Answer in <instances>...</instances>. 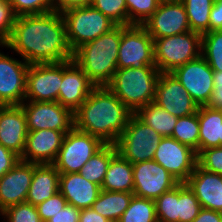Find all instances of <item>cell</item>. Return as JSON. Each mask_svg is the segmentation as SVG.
<instances>
[{
    "mask_svg": "<svg viewBox=\"0 0 222 222\" xmlns=\"http://www.w3.org/2000/svg\"><path fill=\"white\" fill-rule=\"evenodd\" d=\"M6 46L30 64L59 63L74 58L62 14L52 11L16 17Z\"/></svg>",
    "mask_w": 222,
    "mask_h": 222,
    "instance_id": "obj_1",
    "label": "cell"
},
{
    "mask_svg": "<svg viewBox=\"0 0 222 222\" xmlns=\"http://www.w3.org/2000/svg\"><path fill=\"white\" fill-rule=\"evenodd\" d=\"M132 114L107 86H95L74 112V127L104 144H115Z\"/></svg>",
    "mask_w": 222,
    "mask_h": 222,
    "instance_id": "obj_2",
    "label": "cell"
},
{
    "mask_svg": "<svg viewBox=\"0 0 222 222\" xmlns=\"http://www.w3.org/2000/svg\"><path fill=\"white\" fill-rule=\"evenodd\" d=\"M122 25L84 43L74 51L73 61L95 86H107L117 70Z\"/></svg>",
    "mask_w": 222,
    "mask_h": 222,
    "instance_id": "obj_3",
    "label": "cell"
},
{
    "mask_svg": "<svg viewBox=\"0 0 222 222\" xmlns=\"http://www.w3.org/2000/svg\"><path fill=\"white\" fill-rule=\"evenodd\" d=\"M160 71L156 66L117 69L107 87L132 112L154 102Z\"/></svg>",
    "mask_w": 222,
    "mask_h": 222,
    "instance_id": "obj_4",
    "label": "cell"
},
{
    "mask_svg": "<svg viewBox=\"0 0 222 222\" xmlns=\"http://www.w3.org/2000/svg\"><path fill=\"white\" fill-rule=\"evenodd\" d=\"M155 66L160 73H171L177 67L201 55L202 35L187 31L174 36L153 39Z\"/></svg>",
    "mask_w": 222,
    "mask_h": 222,
    "instance_id": "obj_5",
    "label": "cell"
},
{
    "mask_svg": "<svg viewBox=\"0 0 222 222\" xmlns=\"http://www.w3.org/2000/svg\"><path fill=\"white\" fill-rule=\"evenodd\" d=\"M61 14L73 51L84 43L95 40L117 26L109 17L91 5L73 7L65 10Z\"/></svg>",
    "mask_w": 222,
    "mask_h": 222,
    "instance_id": "obj_6",
    "label": "cell"
},
{
    "mask_svg": "<svg viewBox=\"0 0 222 222\" xmlns=\"http://www.w3.org/2000/svg\"><path fill=\"white\" fill-rule=\"evenodd\" d=\"M162 136L135 113L115 143L117 152L130 163L153 160Z\"/></svg>",
    "mask_w": 222,
    "mask_h": 222,
    "instance_id": "obj_7",
    "label": "cell"
},
{
    "mask_svg": "<svg viewBox=\"0 0 222 222\" xmlns=\"http://www.w3.org/2000/svg\"><path fill=\"white\" fill-rule=\"evenodd\" d=\"M103 145L104 143L98 137L73 127L65 134L53 165L60 174L80 172L84 164Z\"/></svg>",
    "mask_w": 222,
    "mask_h": 222,
    "instance_id": "obj_8",
    "label": "cell"
},
{
    "mask_svg": "<svg viewBox=\"0 0 222 222\" xmlns=\"http://www.w3.org/2000/svg\"><path fill=\"white\" fill-rule=\"evenodd\" d=\"M155 66L153 38L143 25H122L117 69Z\"/></svg>",
    "mask_w": 222,
    "mask_h": 222,
    "instance_id": "obj_9",
    "label": "cell"
},
{
    "mask_svg": "<svg viewBox=\"0 0 222 222\" xmlns=\"http://www.w3.org/2000/svg\"><path fill=\"white\" fill-rule=\"evenodd\" d=\"M28 102L21 104L28 131L52 129L66 134L74 127V113L59 102Z\"/></svg>",
    "mask_w": 222,
    "mask_h": 222,
    "instance_id": "obj_10",
    "label": "cell"
},
{
    "mask_svg": "<svg viewBox=\"0 0 222 222\" xmlns=\"http://www.w3.org/2000/svg\"><path fill=\"white\" fill-rule=\"evenodd\" d=\"M62 80L63 62L30 64L24 101H57Z\"/></svg>",
    "mask_w": 222,
    "mask_h": 222,
    "instance_id": "obj_11",
    "label": "cell"
},
{
    "mask_svg": "<svg viewBox=\"0 0 222 222\" xmlns=\"http://www.w3.org/2000/svg\"><path fill=\"white\" fill-rule=\"evenodd\" d=\"M198 106H206L214 90V71L200 55L171 72Z\"/></svg>",
    "mask_w": 222,
    "mask_h": 222,
    "instance_id": "obj_12",
    "label": "cell"
},
{
    "mask_svg": "<svg viewBox=\"0 0 222 222\" xmlns=\"http://www.w3.org/2000/svg\"><path fill=\"white\" fill-rule=\"evenodd\" d=\"M153 160L163 166L179 183H186L197 164V154L171 136L162 137Z\"/></svg>",
    "mask_w": 222,
    "mask_h": 222,
    "instance_id": "obj_13",
    "label": "cell"
},
{
    "mask_svg": "<svg viewBox=\"0 0 222 222\" xmlns=\"http://www.w3.org/2000/svg\"><path fill=\"white\" fill-rule=\"evenodd\" d=\"M134 196L156 200L179 182L159 163L148 160L133 164Z\"/></svg>",
    "mask_w": 222,
    "mask_h": 222,
    "instance_id": "obj_14",
    "label": "cell"
},
{
    "mask_svg": "<svg viewBox=\"0 0 222 222\" xmlns=\"http://www.w3.org/2000/svg\"><path fill=\"white\" fill-rule=\"evenodd\" d=\"M29 64L0 53V106L21 105Z\"/></svg>",
    "mask_w": 222,
    "mask_h": 222,
    "instance_id": "obj_15",
    "label": "cell"
},
{
    "mask_svg": "<svg viewBox=\"0 0 222 222\" xmlns=\"http://www.w3.org/2000/svg\"><path fill=\"white\" fill-rule=\"evenodd\" d=\"M154 103L181 118L197 113L199 106L172 73H161Z\"/></svg>",
    "mask_w": 222,
    "mask_h": 222,
    "instance_id": "obj_16",
    "label": "cell"
},
{
    "mask_svg": "<svg viewBox=\"0 0 222 222\" xmlns=\"http://www.w3.org/2000/svg\"><path fill=\"white\" fill-rule=\"evenodd\" d=\"M143 26L153 39L191 31L186 9L182 2L159 4L157 10Z\"/></svg>",
    "mask_w": 222,
    "mask_h": 222,
    "instance_id": "obj_17",
    "label": "cell"
},
{
    "mask_svg": "<svg viewBox=\"0 0 222 222\" xmlns=\"http://www.w3.org/2000/svg\"><path fill=\"white\" fill-rule=\"evenodd\" d=\"M95 85L73 61L63 62V80L57 102L73 113L84 103Z\"/></svg>",
    "mask_w": 222,
    "mask_h": 222,
    "instance_id": "obj_18",
    "label": "cell"
},
{
    "mask_svg": "<svg viewBox=\"0 0 222 222\" xmlns=\"http://www.w3.org/2000/svg\"><path fill=\"white\" fill-rule=\"evenodd\" d=\"M65 133L52 129L28 131L25 150L20 160L36 164H53Z\"/></svg>",
    "mask_w": 222,
    "mask_h": 222,
    "instance_id": "obj_19",
    "label": "cell"
},
{
    "mask_svg": "<svg viewBox=\"0 0 222 222\" xmlns=\"http://www.w3.org/2000/svg\"><path fill=\"white\" fill-rule=\"evenodd\" d=\"M33 177V163L19 160L0 178V212L26 202Z\"/></svg>",
    "mask_w": 222,
    "mask_h": 222,
    "instance_id": "obj_20",
    "label": "cell"
},
{
    "mask_svg": "<svg viewBox=\"0 0 222 222\" xmlns=\"http://www.w3.org/2000/svg\"><path fill=\"white\" fill-rule=\"evenodd\" d=\"M28 134L21 105L0 106V144L22 156Z\"/></svg>",
    "mask_w": 222,
    "mask_h": 222,
    "instance_id": "obj_21",
    "label": "cell"
},
{
    "mask_svg": "<svg viewBox=\"0 0 222 222\" xmlns=\"http://www.w3.org/2000/svg\"><path fill=\"white\" fill-rule=\"evenodd\" d=\"M186 184L194 192L202 208L222 212V175L196 164Z\"/></svg>",
    "mask_w": 222,
    "mask_h": 222,
    "instance_id": "obj_22",
    "label": "cell"
},
{
    "mask_svg": "<svg viewBox=\"0 0 222 222\" xmlns=\"http://www.w3.org/2000/svg\"><path fill=\"white\" fill-rule=\"evenodd\" d=\"M101 191V187L86 180L80 172L60 174L59 192L68 204L82 210L91 208Z\"/></svg>",
    "mask_w": 222,
    "mask_h": 222,
    "instance_id": "obj_23",
    "label": "cell"
},
{
    "mask_svg": "<svg viewBox=\"0 0 222 222\" xmlns=\"http://www.w3.org/2000/svg\"><path fill=\"white\" fill-rule=\"evenodd\" d=\"M59 176L53 164L33 163V177L26 202L37 206L59 192Z\"/></svg>",
    "mask_w": 222,
    "mask_h": 222,
    "instance_id": "obj_24",
    "label": "cell"
},
{
    "mask_svg": "<svg viewBox=\"0 0 222 222\" xmlns=\"http://www.w3.org/2000/svg\"><path fill=\"white\" fill-rule=\"evenodd\" d=\"M199 153L202 150L222 146V110L199 106Z\"/></svg>",
    "mask_w": 222,
    "mask_h": 222,
    "instance_id": "obj_25",
    "label": "cell"
},
{
    "mask_svg": "<svg viewBox=\"0 0 222 222\" xmlns=\"http://www.w3.org/2000/svg\"><path fill=\"white\" fill-rule=\"evenodd\" d=\"M133 164L118 152L112 157L101 190L133 192Z\"/></svg>",
    "mask_w": 222,
    "mask_h": 222,
    "instance_id": "obj_26",
    "label": "cell"
},
{
    "mask_svg": "<svg viewBox=\"0 0 222 222\" xmlns=\"http://www.w3.org/2000/svg\"><path fill=\"white\" fill-rule=\"evenodd\" d=\"M133 196V192L101 190L91 208L108 220L118 222Z\"/></svg>",
    "mask_w": 222,
    "mask_h": 222,
    "instance_id": "obj_27",
    "label": "cell"
},
{
    "mask_svg": "<svg viewBox=\"0 0 222 222\" xmlns=\"http://www.w3.org/2000/svg\"><path fill=\"white\" fill-rule=\"evenodd\" d=\"M135 114L162 137L172 136L178 120L154 102L142 106Z\"/></svg>",
    "mask_w": 222,
    "mask_h": 222,
    "instance_id": "obj_28",
    "label": "cell"
},
{
    "mask_svg": "<svg viewBox=\"0 0 222 222\" xmlns=\"http://www.w3.org/2000/svg\"><path fill=\"white\" fill-rule=\"evenodd\" d=\"M117 153L115 144H104L95 154L84 164L80 174L88 181L101 187L103 184L109 163Z\"/></svg>",
    "mask_w": 222,
    "mask_h": 222,
    "instance_id": "obj_29",
    "label": "cell"
},
{
    "mask_svg": "<svg viewBox=\"0 0 222 222\" xmlns=\"http://www.w3.org/2000/svg\"><path fill=\"white\" fill-rule=\"evenodd\" d=\"M215 0H183L189 27L201 35L209 32L210 12Z\"/></svg>",
    "mask_w": 222,
    "mask_h": 222,
    "instance_id": "obj_30",
    "label": "cell"
},
{
    "mask_svg": "<svg viewBox=\"0 0 222 222\" xmlns=\"http://www.w3.org/2000/svg\"><path fill=\"white\" fill-rule=\"evenodd\" d=\"M199 154V121L198 111L192 115L178 118L172 136Z\"/></svg>",
    "mask_w": 222,
    "mask_h": 222,
    "instance_id": "obj_31",
    "label": "cell"
},
{
    "mask_svg": "<svg viewBox=\"0 0 222 222\" xmlns=\"http://www.w3.org/2000/svg\"><path fill=\"white\" fill-rule=\"evenodd\" d=\"M118 222H158L155 200L133 196Z\"/></svg>",
    "mask_w": 222,
    "mask_h": 222,
    "instance_id": "obj_32",
    "label": "cell"
},
{
    "mask_svg": "<svg viewBox=\"0 0 222 222\" xmlns=\"http://www.w3.org/2000/svg\"><path fill=\"white\" fill-rule=\"evenodd\" d=\"M201 55L214 72H222V30H213L202 35Z\"/></svg>",
    "mask_w": 222,
    "mask_h": 222,
    "instance_id": "obj_33",
    "label": "cell"
},
{
    "mask_svg": "<svg viewBox=\"0 0 222 222\" xmlns=\"http://www.w3.org/2000/svg\"><path fill=\"white\" fill-rule=\"evenodd\" d=\"M202 206L186 183L178 184V222H192Z\"/></svg>",
    "mask_w": 222,
    "mask_h": 222,
    "instance_id": "obj_34",
    "label": "cell"
},
{
    "mask_svg": "<svg viewBox=\"0 0 222 222\" xmlns=\"http://www.w3.org/2000/svg\"><path fill=\"white\" fill-rule=\"evenodd\" d=\"M158 222H178V185L155 200Z\"/></svg>",
    "mask_w": 222,
    "mask_h": 222,
    "instance_id": "obj_35",
    "label": "cell"
},
{
    "mask_svg": "<svg viewBox=\"0 0 222 222\" xmlns=\"http://www.w3.org/2000/svg\"><path fill=\"white\" fill-rule=\"evenodd\" d=\"M128 25H143L159 7L157 0H126Z\"/></svg>",
    "mask_w": 222,
    "mask_h": 222,
    "instance_id": "obj_36",
    "label": "cell"
},
{
    "mask_svg": "<svg viewBox=\"0 0 222 222\" xmlns=\"http://www.w3.org/2000/svg\"><path fill=\"white\" fill-rule=\"evenodd\" d=\"M90 5L117 25L128 26L126 0H92Z\"/></svg>",
    "mask_w": 222,
    "mask_h": 222,
    "instance_id": "obj_37",
    "label": "cell"
},
{
    "mask_svg": "<svg viewBox=\"0 0 222 222\" xmlns=\"http://www.w3.org/2000/svg\"><path fill=\"white\" fill-rule=\"evenodd\" d=\"M15 15H40L55 11L52 0H8Z\"/></svg>",
    "mask_w": 222,
    "mask_h": 222,
    "instance_id": "obj_38",
    "label": "cell"
},
{
    "mask_svg": "<svg viewBox=\"0 0 222 222\" xmlns=\"http://www.w3.org/2000/svg\"><path fill=\"white\" fill-rule=\"evenodd\" d=\"M0 214L7 222H42L37 207L27 202L10 206Z\"/></svg>",
    "mask_w": 222,
    "mask_h": 222,
    "instance_id": "obj_39",
    "label": "cell"
},
{
    "mask_svg": "<svg viewBox=\"0 0 222 222\" xmlns=\"http://www.w3.org/2000/svg\"><path fill=\"white\" fill-rule=\"evenodd\" d=\"M197 164L207 171L222 175V146L202 150L197 155Z\"/></svg>",
    "mask_w": 222,
    "mask_h": 222,
    "instance_id": "obj_40",
    "label": "cell"
},
{
    "mask_svg": "<svg viewBox=\"0 0 222 222\" xmlns=\"http://www.w3.org/2000/svg\"><path fill=\"white\" fill-rule=\"evenodd\" d=\"M16 17L9 1L0 0V45L9 40Z\"/></svg>",
    "mask_w": 222,
    "mask_h": 222,
    "instance_id": "obj_41",
    "label": "cell"
},
{
    "mask_svg": "<svg viewBox=\"0 0 222 222\" xmlns=\"http://www.w3.org/2000/svg\"><path fill=\"white\" fill-rule=\"evenodd\" d=\"M67 204L64 196L57 192L52 197L37 205L38 214L42 222H47L52 216L63 209Z\"/></svg>",
    "mask_w": 222,
    "mask_h": 222,
    "instance_id": "obj_42",
    "label": "cell"
},
{
    "mask_svg": "<svg viewBox=\"0 0 222 222\" xmlns=\"http://www.w3.org/2000/svg\"><path fill=\"white\" fill-rule=\"evenodd\" d=\"M19 160V155L0 144V178L11 170Z\"/></svg>",
    "mask_w": 222,
    "mask_h": 222,
    "instance_id": "obj_43",
    "label": "cell"
},
{
    "mask_svg": "<svg viewBox=\"0 0 222 222\" xmlns=\"http://www.w3.org/2000/svg\"><path fill=\"white\" fill-rule=\"evenodd\" d=\"M81 210L71 204L66 206L52 216L47 222H79Z\"/></svg>",
    "mask_w": 222,
    "mask_h": 222,
    "instance_id": "obj_44",
    "label": "cell"
},
{
    "mask_svg": "<svg viewBox=\"0 0 222 222\" xmlns=\"http://www.w3.org/2000/svg\"><path fill=\"white\" fill-rule=\"evenodd\" d=\"M222 30V0H215L210 12L209 31Z\"/></svg>",
    "mask_w": 222,
    "mask_h": 222,
    "instance_id": "obj_45",
    "label": "cell"
},
{
    "mask_svg": "<svg viewBox=\"0 0 222 222\" xmlns=\"http://www.w3.org/2000/svg\"><path fill=\"white\" fill-rule=\"evenodd\" d=\"M55 11L60 13L73 7L88 6L92 0H52Z\"/></svg>",
    "mask_w": 222,
    "mask_h": 222,
    "instance_id": "obj_46",
    "label": "cell"
},
{
    "mask_svg": "<svg viewBox=\"0 0 222 222\" xmlns=\"http://www.w3.org/2000/svg\"><path fill=\"white\" fill-rule=\"evenodd\" d=\"M192 222H222V212L202 208Z\"/></svg>",
    "mask_w": 222,
    "mask_h": 222,
    "instance_id": "obj_47",
    "label": "cell"
},
{
    "mask_svg": "<svg viewBox=\"0 0 222 222\" xmlns=\"http://www.w3.org/2000/svg\"><path fill=\"white\" fill-rule=\"evenodd\" d=\"M107 218L98 214L92 208L82 209L79 217V222H106Z\"/></svg>",
    "mask_w": 222,
    "mask_h": 222,
    "instance_id": "obj_48",
    "label": "cell"
},
{
    "mask_svg": "<svg viewBox=\"0 0 222 222\" xmlns=\"http://www.w3.org/2000/svg\"><path fill=\"white\" fill-rule=\"evenodd\" d=\"M206 106L212 109L222 110V85H214L211 98Z\"/></svg>",
    "mask_w": 222,
    "mask_h": 222,
    "instance_id": "obj_49",
    "label": "cell"
},
{
    "mask_svg": "<svg viewBox=\"0 0 222 222\" xmlns=\"http://www.w3.org/2000/svg\"><path fill=\"white\" fill-rule=\"evenodd\" d=\"M214 85H222V72H214Z\"/></svg>",
    "mask_w": 222,
    "mask_h": 222,
    "instance_id": "obj_50",
    "label": "cell"
},
{
    "mask_svg": "<svg viewBox=\"0 0 222 222\" xmlns=\"http://www.w3.org/2000/svg\"><path fill=\"white\" fill-rule=\"evenodd\" d=\"M183 0H157L159 4H168V3H176L182 2Z\"/></svg>",
    "mask_w": 222,
    "mask_h": 222,
    "instance_id": "obj_51",
    "label": "cell"
}]
</instances>
